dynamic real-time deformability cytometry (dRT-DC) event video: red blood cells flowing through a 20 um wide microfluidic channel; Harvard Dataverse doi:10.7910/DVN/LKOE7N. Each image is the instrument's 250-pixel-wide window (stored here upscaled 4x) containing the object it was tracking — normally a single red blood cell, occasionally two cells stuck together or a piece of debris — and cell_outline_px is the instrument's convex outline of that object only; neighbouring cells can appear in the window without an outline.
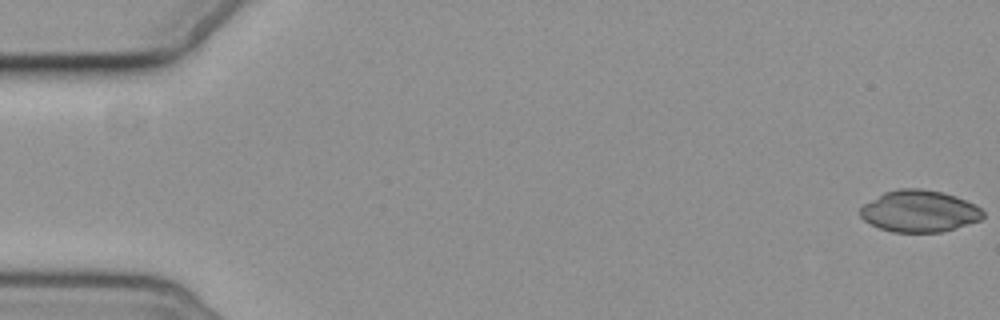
{"species": "common noctule bat (a hibernating species)", "species_latin": "Nyctalus noctula", "temperature_condition": "cold", "stored_images_in_passage": 4, "camera_frame_rate_fps": 3000, "um_per_image_px": 0.085, "animal": {"sex": "female", "body_mass_g": 19.3, "forearm_length_mm": 54.1}, "frame": {"image": 1, "passage_image": 1, "time_ms": 0.0, "image_size_px": [1000, 320], "cell_outline_px": [[984, 216], [980, 220], [940, 232], [892, 232], [880, 228], [864, 220], [860, 216], [860, 208], [864, 204], [884, 192], [900, 188], [920, 188], [944, 192], [956, 196], [976, 204], [984, 212]], "centroid_in_image_um": [78.15, 17.94], "position_along_channel_um": 6.9, "area_um2": 29.82}}